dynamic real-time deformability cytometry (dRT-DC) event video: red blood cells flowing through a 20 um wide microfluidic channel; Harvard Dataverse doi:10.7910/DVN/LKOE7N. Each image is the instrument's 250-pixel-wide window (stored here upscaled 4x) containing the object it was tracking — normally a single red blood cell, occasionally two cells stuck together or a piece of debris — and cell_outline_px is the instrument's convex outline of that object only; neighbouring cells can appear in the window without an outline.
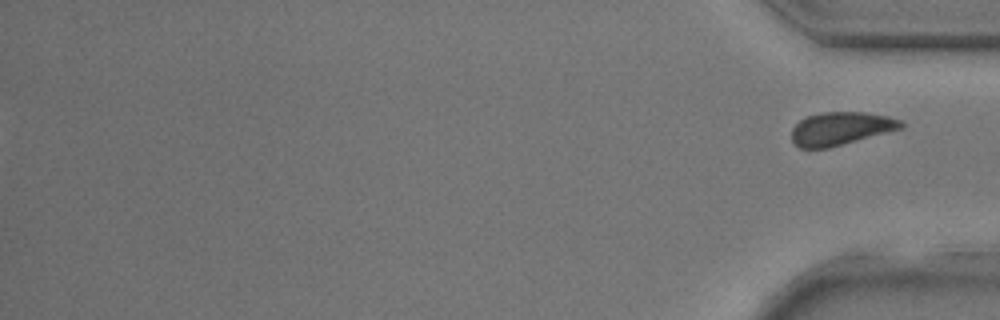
{"species": "common noctule bat (a hibernating species)", "species_latin": "Nyctalus noctula", "temperature_condition": "room temperature", "stored_images_in_passage": 31, "segment_of_instrument_passage": [2, 2], "camera_frame_rate_fps": 3000, "um_per_image_px": 0.085, "animal": {"sex": "male", "body_mass_g": 17.9, "forearm_length_mm": 54.2}, "frame": {"image": 1, "passage_image": 31, "time_ms": 10.0, "image_size_px": [1000, 320], "cell_outline_px": [[904, 128], [828, 148], [800, 148], [792, 144], [792, 128], [804, 116], [820, 112], [864, 112], [888, 116], [900, 120], [904, 124]], "centroid_in_image_um": [71.44, 10.92], "position_along_channel_um": 363.8, "area_um2": 21.27}}